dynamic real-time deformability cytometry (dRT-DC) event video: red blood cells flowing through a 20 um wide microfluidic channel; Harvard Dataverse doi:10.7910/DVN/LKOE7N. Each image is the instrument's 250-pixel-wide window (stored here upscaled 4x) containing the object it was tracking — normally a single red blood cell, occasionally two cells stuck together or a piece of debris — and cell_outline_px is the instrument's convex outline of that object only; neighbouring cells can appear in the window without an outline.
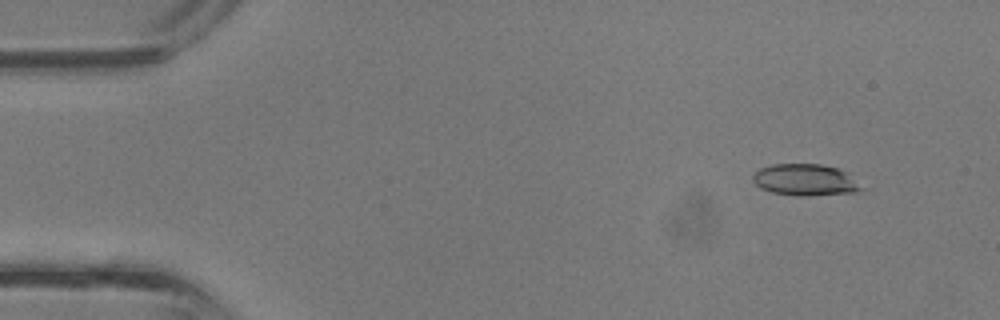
{"species": "common noctule bat (a hibernating species)", "species_latin": "Nyctalus noctula", "temperature_condition": "room temperature", "stored_images_in_passage": 38, "camera_frame_rate_fps": 3000, "um_per_image_px": 0.085, "animal": {"sex": "male", "body_mass_g": 13.3}, "frame": {"image": 1, "passage_image": 4, "time_ms": 1.0, "image_size_px": [1000, 320], "cell_outline_px": [[864, 188], [856, 192], [808, 196], [796, 196], [772, 192], [760, 188], [752, 180], [752, 176], [760, 168], [772, 164], [820, 164], [836, 168], [844, 172]], "centroid_in_image_um": [68.39, 15.3], "position_along_channel_um": 16.6, "area_um2": 19.77}}
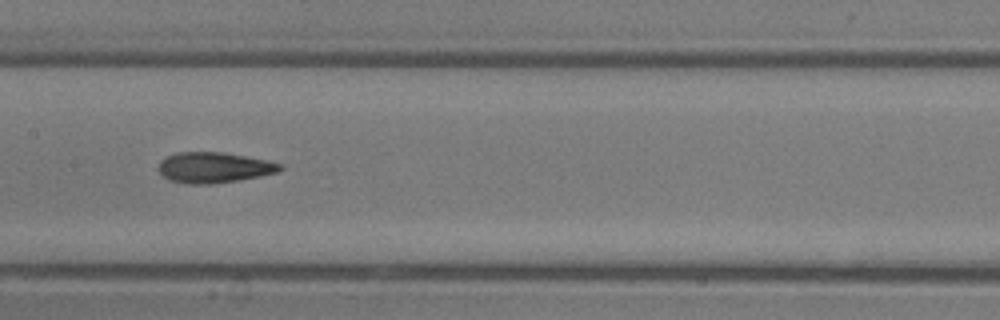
{"frame": {"image": 2, "passage_image": 19, "time_ms": 6.0, "image_size_px": [1000, 320], "cell_outline_px": [[284, 168], [276, 172], [260, 176], [240, 180], [212, 184], [184, 184], [168, 180], [160, 172], [160, 160], [168, 156], [180, 152], [220, 152], [268, 160], [284, 164]], "centroid_in_image_um": [18.22, 14.25], "position_along_channel_um": 189.2, "area_um2": 21.68}}
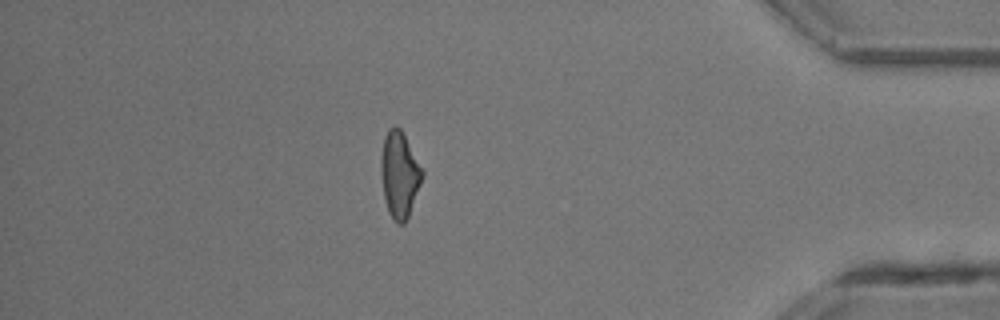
{"frame": {"image": 3, "passage_image": 33, "time_ms": 10.667, "image_size_px": [1000, 320], "cell_outline_px": [[424, 176], [408, 216], [404, 224], [396, 224], [388, 212], [384, 196], [380, 168], [380, 160], [384, 136], [388, 128], [396, 124], [400, 128], [424, 172]], "centroid_in_image_um": [33.94, 14.83], "position_along_channel_um": 401.3, "area_um2": 20.69}}